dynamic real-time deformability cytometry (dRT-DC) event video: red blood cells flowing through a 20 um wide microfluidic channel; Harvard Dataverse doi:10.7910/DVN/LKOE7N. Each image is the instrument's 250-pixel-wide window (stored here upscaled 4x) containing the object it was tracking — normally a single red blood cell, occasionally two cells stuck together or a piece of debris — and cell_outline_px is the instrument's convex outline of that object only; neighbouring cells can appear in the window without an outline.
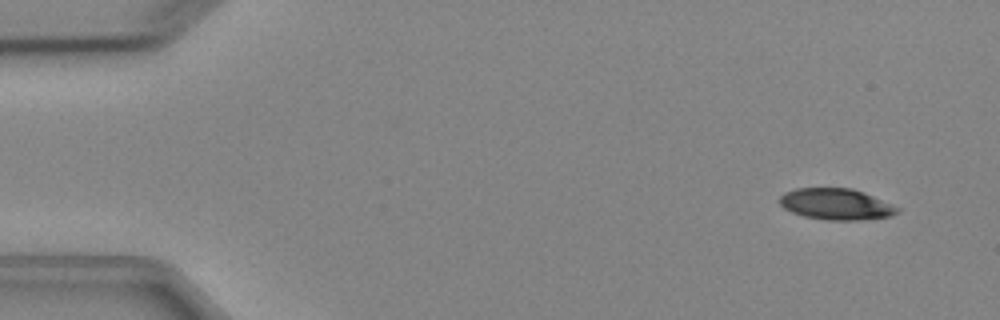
{"species": "Egyptian fruit bat (a non-hibernating species)", "species_latin": "Rousettus aegyptiacus", "temperature_condition": "cold", "stored_images_in_passage": 5, "camera_frame_rate_fps": 3000, "um_per_image_px": 0.085, "animal": {"sex": "female"}, "frame": {"image": 1, "passage_image": 1, "time_ms": 0.0, "image_size_px": [1000, 320], "cell_outline_px": [[900, 212], [892, 216], [856, 220], [828, 220], [804, 216], [792, 212], [784, 208], [780, 204], [780, 196], [784, 192], [796, 188], [852, 188], [864, 192], [900, 208]], "centroid_in_image_um": [71.07, 17.35], "position_along_channel_um": 13.9, "area_um2": 21.39}}